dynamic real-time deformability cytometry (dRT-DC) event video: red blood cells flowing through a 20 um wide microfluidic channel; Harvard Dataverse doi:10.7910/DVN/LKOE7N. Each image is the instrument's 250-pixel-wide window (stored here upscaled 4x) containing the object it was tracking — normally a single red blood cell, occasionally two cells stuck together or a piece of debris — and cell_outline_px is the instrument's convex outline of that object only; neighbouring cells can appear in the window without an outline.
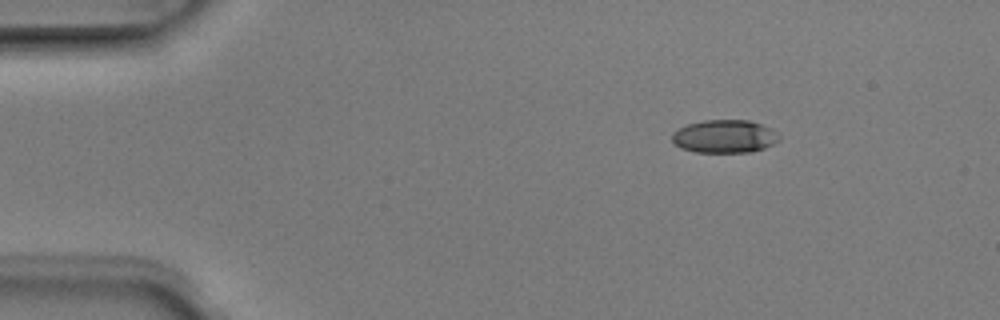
{"species": "Egyptian fruit bat (a non-hibernating species)", "species_latin": "Rousettus aegyptiacus", "temperature_condition": "room temperature", "stored_images_in_passage": 4, "camera_frame_rate_fps": 3000, "um_per_image_px": 0.085, "animal": {"sex": "male"}, "frame": {"image": 1, "passage_image": 1, "time_ms": 0.0, "image_size_px": [1000, 320], "cell_outline_px": [[780, 140], [764, 148], [752, 152], [696, 152], [680, 148], [672, 140], [672, 132], [688, 124], [704, 120], [748, 120], [760, 124], [768, 128], [780, 136]], "centroid_in_image_um": [61.57, 11.6], "position_along_channel_um": 23.4, "area_um2": 20.46}}